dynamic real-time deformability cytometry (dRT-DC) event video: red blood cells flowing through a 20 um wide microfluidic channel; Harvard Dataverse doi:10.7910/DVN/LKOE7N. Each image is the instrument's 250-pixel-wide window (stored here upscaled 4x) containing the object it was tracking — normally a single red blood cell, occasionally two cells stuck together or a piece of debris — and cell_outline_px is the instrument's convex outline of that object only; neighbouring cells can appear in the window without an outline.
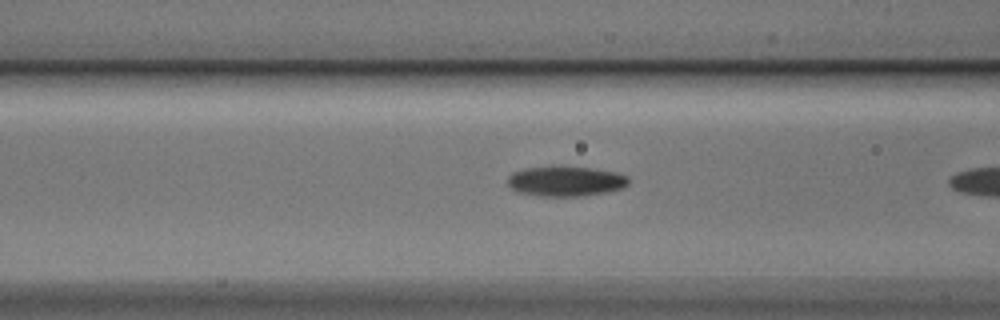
{"species": "Egyptian fruit bat (a non-hibernating species)", "species_latin": "Rousettus aegyptiacus", "temperature_condition": "cold", "stored_images_in_passage": 8, "camera_frame_rate_fps": 3000, "um_per_image_px": 0.085, "animal": {"sex": "male"}, "frame": {"image": 1, "passage_image": 7, "time_ms": 2.0, "image_size_px": [1000, 320], "cell_outline_px": [[628, 184], [624, 188], [608, 192], [580, 196], [540, 196], [516, 192], [508, 188], [508, 176], [512, 172], [524, 168], [560, 164], [592, 168], [616, 172], [628, 176]], "centroid_in_image_um": [48.05, 15.38], "position_along_channel_um": 118.6, "area_um2": 21.96}}